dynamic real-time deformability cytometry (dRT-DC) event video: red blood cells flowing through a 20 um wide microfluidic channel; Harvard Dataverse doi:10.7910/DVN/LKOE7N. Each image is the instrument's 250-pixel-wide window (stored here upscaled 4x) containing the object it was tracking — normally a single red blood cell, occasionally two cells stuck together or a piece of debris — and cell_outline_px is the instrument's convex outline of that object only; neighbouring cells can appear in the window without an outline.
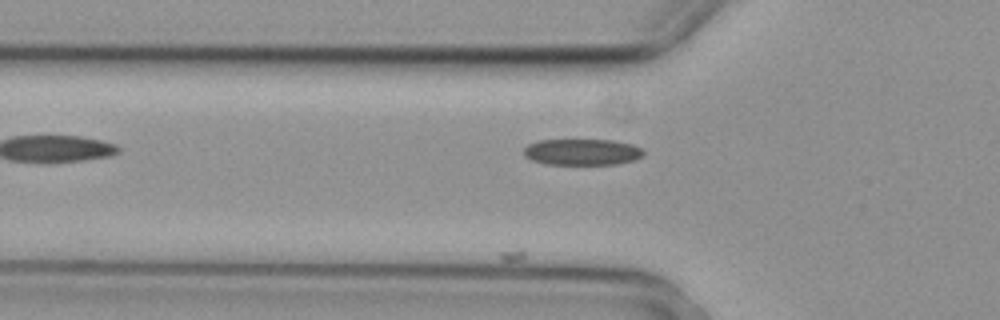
{"species": "common noctule bat (a hibernating species)", "species_latin": "Nyctalus noctula", "temperature_condition": "cold", "stored_images_in_passage": 7, "camera_frame_rate_fps": 3000, "um_per_image_px": 0.085, "animal": {"sex": "female", "body_mass_g": 29.2, "forearm_length_mm": 56.3}, "frame": {"image": 1, "passage_image": 5, "time_ms": 1.333, "image_size_px": [1000, 320], "cell_outline_px": [[644, 152], [640, 156], [632, 160], [616, 164], [544, 164], [532, 160], [524, 156], [524, 148], [528, 144], [536, 140], [616, 140], [632, 144], [640, 148]], "centroid_in_image_um": [49.43, 12.91], "position_along_channel_um": 76.4, "area_um2": 18.26}}